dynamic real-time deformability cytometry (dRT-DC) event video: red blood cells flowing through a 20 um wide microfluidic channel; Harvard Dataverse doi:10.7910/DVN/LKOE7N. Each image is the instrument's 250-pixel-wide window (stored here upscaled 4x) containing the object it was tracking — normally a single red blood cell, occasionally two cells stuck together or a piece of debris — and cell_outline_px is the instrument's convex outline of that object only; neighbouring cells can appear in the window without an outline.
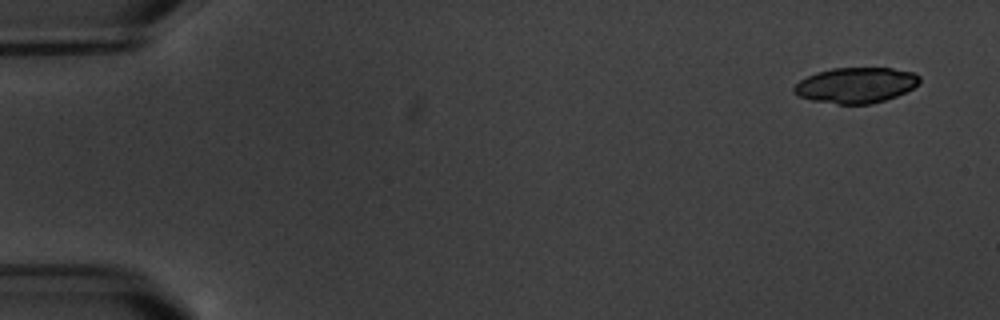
{"species": "common noctule bat (a hibernating species)", "species_latin": "Nyctalus noctula", "temperature_condition": "warm", "stored_images_in_passage": 6, "camera_frame_rate_fps": 3000, "um_per_image_px": 0.085, "animal": {"sex": "male", "body_mass_g": 20.1, "forearm_length_mm": 53.5}, "frame": {"image": 1, "passage_image": 1, "time_ms": 0.0, "image_size_px": [1000, 320], "cell_outline_px": [[920, 80], [912, 88], [896, 96], [872, 104], [836, 104], [812, 100], [800, 96], [792, 92], [792, 88], [800, 80], [816, 72], [832, 68], [892, 68], [916, 72], [920, 76]], "centroid_in_image_um": [72.74, 7.23], "position_along_channel_um": 12.3, "area_um2": 26.01}}
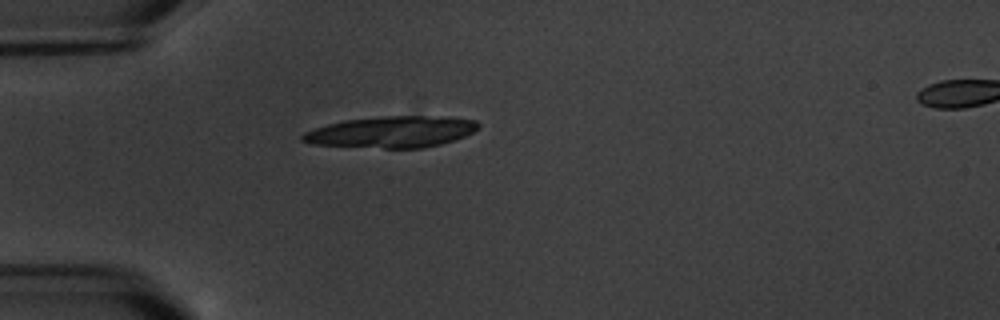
{"frame": {"image": 2, "passage_image": 5, "time_ms": 4.667, "image_size_px": [1000, 320], "cell_outline_px": [[480, 124], [472, 132], [464, 136], [440, 144], [424, 148], [384, 148], [312, 144], [300, 140], [300, 136], [304, 132], [328, 124], [344, 120], [384, 116], [448, 116], [476, 120]], "centroid_in_image_um": [33.29, 11.2], "position_along_channel_um": 51.7, "area_um2": 32.02}}